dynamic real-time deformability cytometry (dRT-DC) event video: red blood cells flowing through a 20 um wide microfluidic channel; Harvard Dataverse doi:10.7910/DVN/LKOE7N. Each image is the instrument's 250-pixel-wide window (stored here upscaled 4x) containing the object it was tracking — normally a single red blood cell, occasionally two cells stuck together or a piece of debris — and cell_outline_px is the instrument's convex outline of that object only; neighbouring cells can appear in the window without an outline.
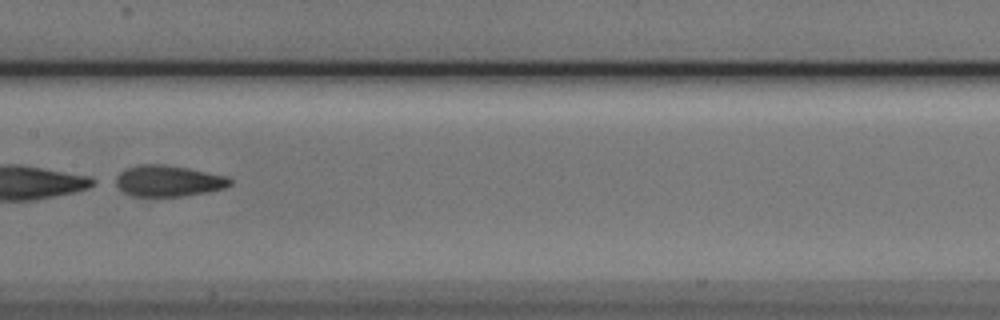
{"species": "Egyptian fruit bat (a non-hibernating species)", "species_latin": "Rousettus aegyptiacus", "temperature_condition": "cold", "stored_images_in_passage": 42, "camera_frame_rate_fps": 3000, "um_per_image_px": 0.085, "animal": {"sex": "male"}, "frame": {"image": 1, "passage_image": 17, "time_ms": 5.333, "image_size_px": [1000, 320], "cell_outline_px": [[232, 184], [224, 188], [208, 192], [184, 196], [132, 196], [124, 192], [108, 180], [120, 172], [128, 168], [140, 164], [164, 164], [188, 168], [228, 176], [232, 180]], "centroid_in_image_um": [14.25, 15.38], "position_along_channel_um": 193.1, "area_um2": 21.15}}